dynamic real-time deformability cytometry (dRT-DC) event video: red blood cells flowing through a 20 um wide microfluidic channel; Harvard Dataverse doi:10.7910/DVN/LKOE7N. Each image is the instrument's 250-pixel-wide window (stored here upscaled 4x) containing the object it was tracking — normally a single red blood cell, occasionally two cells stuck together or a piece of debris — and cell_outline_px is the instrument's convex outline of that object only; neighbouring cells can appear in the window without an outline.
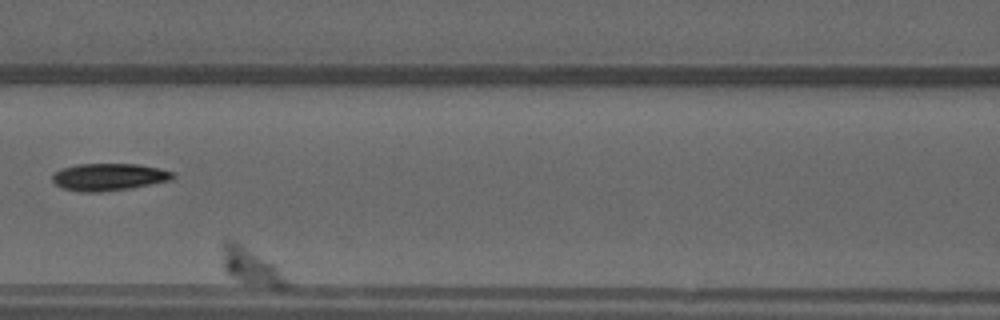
{"species": "common noctule bat (a hibernating species)", "species_latin": "Nyctalus noctula", "temperature_condition": "warm", "stored_images_in_passage": 49, "camera_frame_rate_fps": 3000, "um_per_image_px": 0.085, "animal": {"sex": "male", "forearm_length_mm": 52.5}, "frame": {"image": 1, "passage_image": 23, "time_ms": 7.333, "image_size_px": [1000, 320], "cell_outline_px": [[288, 284], [284, 288], [272, 288], [240, 280], [232, 276], [224, 268], [224, 240], [232, 240], [240, 244], [272, 264], [288, 280]], "centroid_in_image_um": [21.35, 22.68], "position_along_channel_um": 145.2, "area_um2": 12.66}}
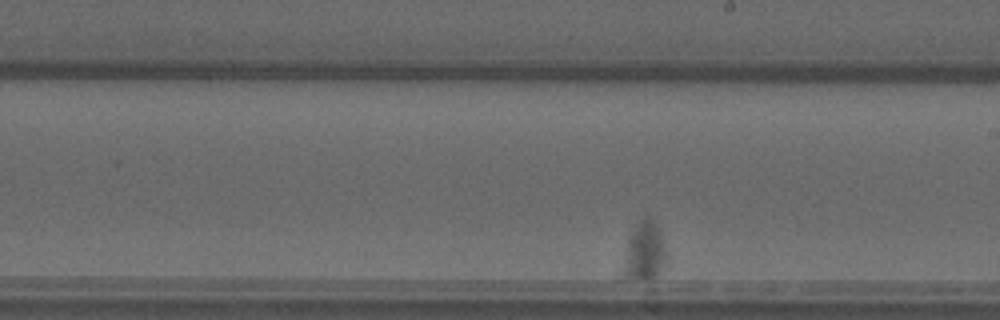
{"frame": {"image": 2, "passage_image": 35, "time_ms": 11.333, "image_size_px": [1000, 320], "cell_outline_px": [[668, 264], [656, 276], [620, 276], [620, 272], [628, 236], [636, 224], [644, 216], [648, 216], [652, 220], [656, 228], [664, 248], [668, 260]], "centroid_in_image_um": [54.73, 21.35], "position_along_channel_um": 234.3, "area_um2": 14.39}}
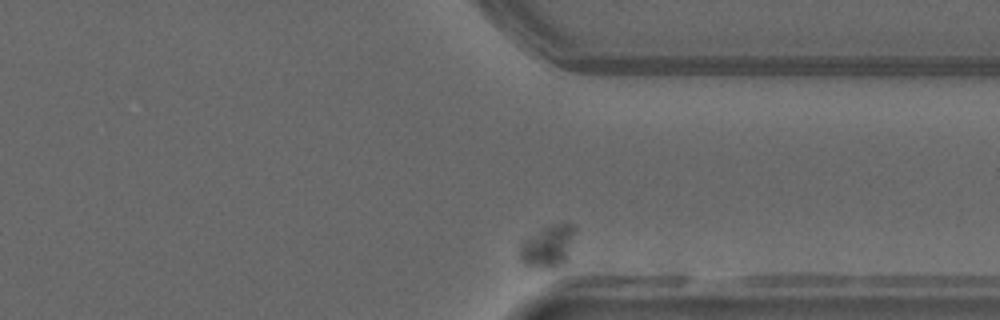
{"frame": {"image": 3, "passage_image": 49, "time_ms": 16.0, "image_size_px": [1000, 320], "cell_outline_px": [[576, 228], [564, 260], [560, 264], [552, 268], [532, 276], [524, 276], [520, 260], [520, 244], [524, 240], [544, 228], [560, 224], [572, 224]], "centroid_in_image_um": [46.39, 21.15], "position_along_channel_um": 365.0, "area_um2": 14.22}}